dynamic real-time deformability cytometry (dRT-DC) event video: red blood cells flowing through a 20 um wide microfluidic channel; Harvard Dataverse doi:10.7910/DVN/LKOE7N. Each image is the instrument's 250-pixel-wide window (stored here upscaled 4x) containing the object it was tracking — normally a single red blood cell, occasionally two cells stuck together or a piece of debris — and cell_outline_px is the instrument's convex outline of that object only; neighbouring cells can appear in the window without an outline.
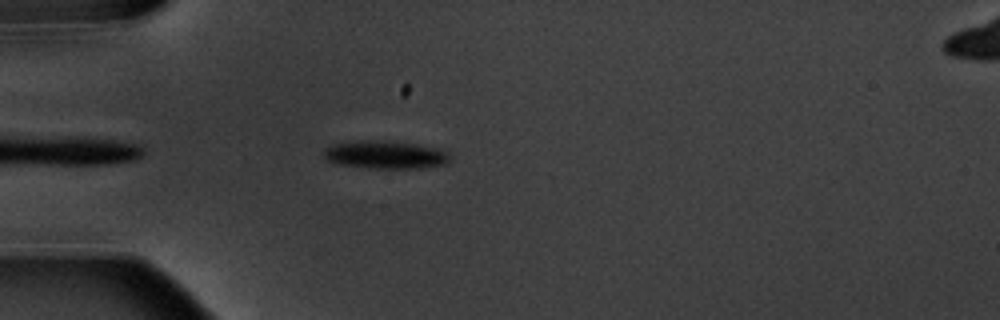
{"species": "common noctule bat (a hibernating species)", "species_latin": "Nyctalus noctula", "temperature_condition": "warm", "stored_images_in_passage": 5, "camera_frame_rate_fps": 3000, "um_per_image_px": 0.085, "animal": {"sex": "male", "body_mass_g": 20.1, "forearm_length_mm": 53.5}, "frame": {"image": 1, "passage_image": 5, "time_ms": 5.333, "image_size_px": [1000, 320], "cell_outline_px": [[448, 160], [444, 164], [420, 168], [372, 168], [336, 164], [328, 160], [324, 156], [324, 148], [336, 144], [360, 140], [392, 140], [416, 144], [436, 148], [444, 152], [448, 156]], "centroid_in_image_um": [32.7, 13.14], "position_along_channel_um": 52.3, "area_um2": 20.35}}